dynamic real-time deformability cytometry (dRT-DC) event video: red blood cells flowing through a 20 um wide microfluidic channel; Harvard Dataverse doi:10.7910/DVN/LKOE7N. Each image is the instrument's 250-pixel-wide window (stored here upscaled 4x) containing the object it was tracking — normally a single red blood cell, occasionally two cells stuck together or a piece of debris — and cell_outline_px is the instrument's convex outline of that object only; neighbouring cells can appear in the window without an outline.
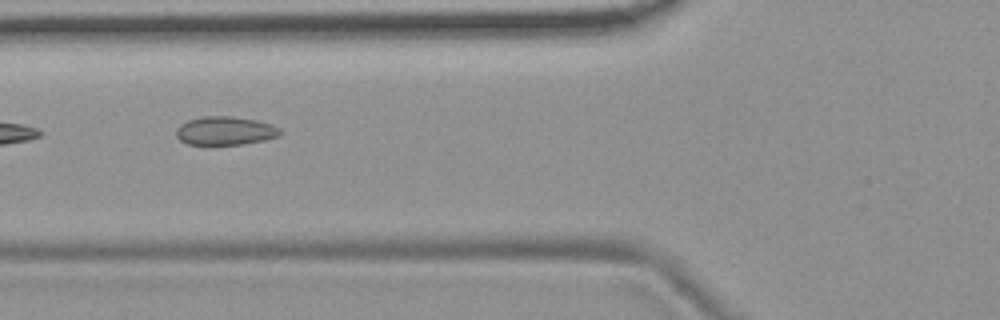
{"species": "common noctule bat (a hibernating species)", "species_latin": "Nyctalus noctula", "temperature_condition": "room temperature", "stored_images_in_passage": 8, "camera_frame_rate_fps": 3000, "um_per_image_px": 0.085, "animal": {"sex": "female", "body_mass_g": 19.9}, "frame": {"image": 1, "passage_image": 6, "time_ms": 6.0, "image_size_px": [1000, 320], "cell_outline_px": [[284, 132], [280, 136], [264, 140], [240, 144], [188, 144], [180, 140], [176, 136], [176, 128], [180, 124], [188, 120], [200, 116], [232, 116], [256, 120], [272, 124], [280, 128]], "centroid_in_image_um": [19.16, 11.1], "position_along_channel_um": 106.6, "area_um2": 17.4}}
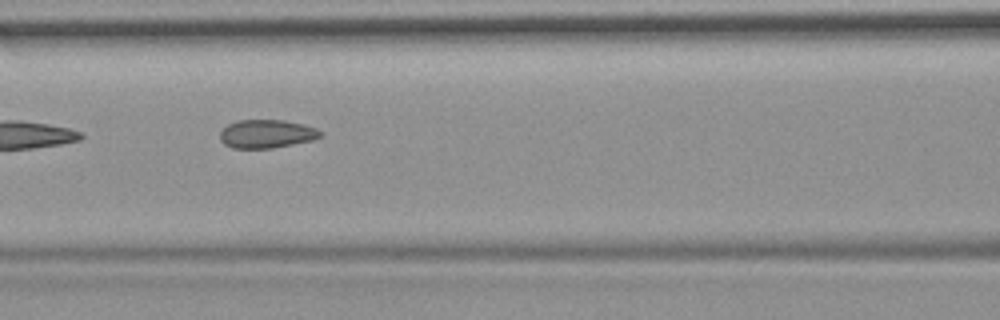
{"frame": {"image": 2, "passage_image": 7, "time_ms": 7.0, "image_size_px": [1000, 320], "cell_outline_px": [[324, 136], [312, 140], [272, 148], [232, 148], [224, 144], [220, 140], [220, 132], [228, 124], [236, 120], [284, 120], [304, 124], [316, 128], [324, 132]], "centroid_in_image_um": [22.69, 11.37], "position_along_channel_um": 143.9, "area_um2": 16.76}}